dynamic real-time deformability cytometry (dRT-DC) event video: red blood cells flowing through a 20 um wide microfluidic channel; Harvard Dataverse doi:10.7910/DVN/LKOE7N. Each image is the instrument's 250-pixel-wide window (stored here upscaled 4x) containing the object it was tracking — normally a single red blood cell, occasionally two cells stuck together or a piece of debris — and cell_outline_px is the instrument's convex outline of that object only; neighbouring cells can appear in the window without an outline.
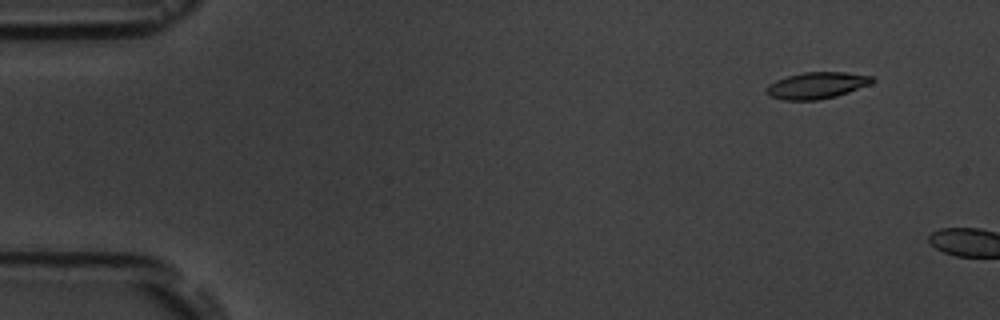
{"species": "common noctule bat (a hibernating species)", "species_latin": "Nyctalus noctula", "temperature_condition": "room temperature", "stored_images_in_passage": 3, "camera_frame_rate_fps": 3000, "um_per_image_px": 0.085, "animal": {"sex": "male", "body_mass_g": 19.5, "forearm_length_mm": 54.6}, "frame": {"image": 1, "passage_image": 2, "time_ms": 1.0, "image_size_px": [1000, 320], "cell_outline_px": [[876, 80], [872, 84], [836, 96], [816, 100], [784, 100], [768, 96], [764, 92], [764, 88], [768, 84], [776, 80], [788, 76], [804, 72], [844, 72], [876, 76]], "centroid_in_image_um": [69.43, 7.26], "position_along_channel_um": 15.6, "area_um2": 16.65}}